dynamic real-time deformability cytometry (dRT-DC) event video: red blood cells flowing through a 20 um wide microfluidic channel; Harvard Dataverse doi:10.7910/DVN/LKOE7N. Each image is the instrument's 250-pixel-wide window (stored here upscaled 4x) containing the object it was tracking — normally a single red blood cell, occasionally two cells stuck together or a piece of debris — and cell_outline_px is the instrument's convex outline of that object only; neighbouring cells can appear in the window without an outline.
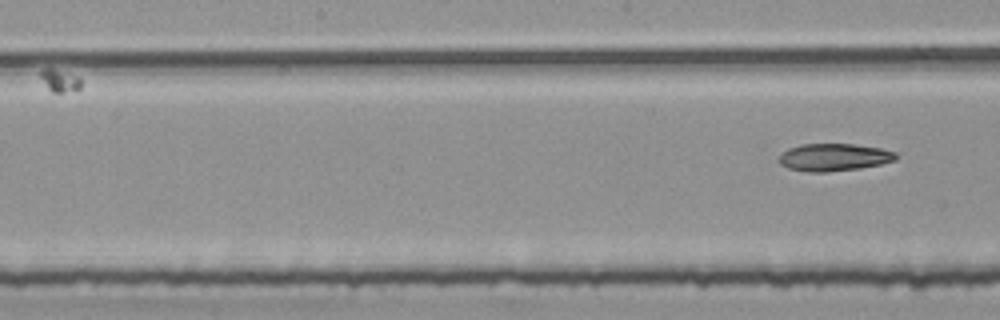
{"species": "common noctule bat (a hibernating species)", "species_latin": "Nyctalus noctula", "temperature_condition": "room temperature", "stored_images_in_passage": 8, "camera_frame_rate_fps": 3000, "um_per_image_px": 0.085, "animal": {"sex": "female", "body_mass_g": 25.1}, "frame": {"image": 1, "passage_image": 8, "time_ms": 2.333, "image_size_px": [1000, 320], "cell_outline_px": [[900, 156], [896, 160], [880, 164], [860, 168], [828, 172], [808, 172], [788, 168], [780, 164], [776, 160], [780, 152], [788, 148], [800, 144], [856, 144], [880, 148], [896, 152]], "centroid_in_image_um": [70.85, 13.36], "position_along_channel_um": 177.3, "area_um2": 19.07}}